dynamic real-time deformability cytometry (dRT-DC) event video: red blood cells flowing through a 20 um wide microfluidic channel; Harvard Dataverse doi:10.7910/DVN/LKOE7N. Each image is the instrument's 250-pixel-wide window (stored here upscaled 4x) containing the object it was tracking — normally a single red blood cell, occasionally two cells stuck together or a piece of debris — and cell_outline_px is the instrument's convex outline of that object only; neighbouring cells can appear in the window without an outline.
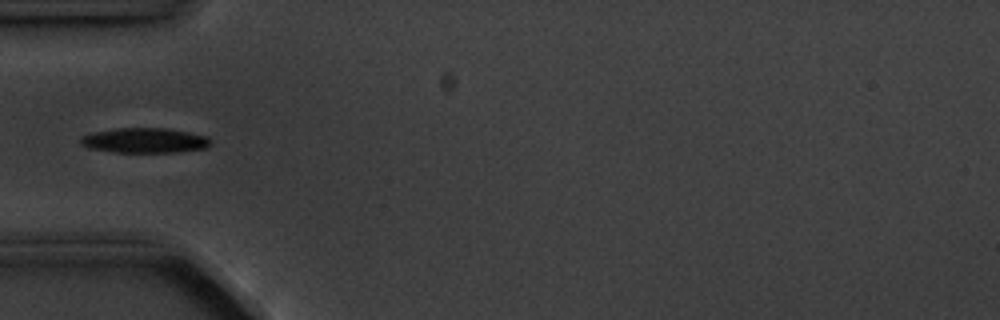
{"species": "common noctule bat (a hibernating species)", "species_latin": "Nyctalus noctula", "temperature_condition": "cold", "stored_images_in_passage": 1, "camera_frame_rate_fps": 3000, "um_per_image_px": 0.085, "animal": {"sex": "male", "body_mass_g": 20.1, "forearm_length_mm": 53.5}, "frame": {"image": 1, "passage_image": 1, "time_ms": 0.0, "image_size_px": [1000, 320], "cell_outline_px": [[212, 144], [208, 148], [176, 152], [116, 152], [88, 148], [80, 144], [80, 136], [92, 132], [116, 128], [168, 128], [208, 136], [212, 140]], "centroid_in_image_um": [12.32, 11.93], "position_along_channel_um": 72.7, "area_um2": 19.19}}